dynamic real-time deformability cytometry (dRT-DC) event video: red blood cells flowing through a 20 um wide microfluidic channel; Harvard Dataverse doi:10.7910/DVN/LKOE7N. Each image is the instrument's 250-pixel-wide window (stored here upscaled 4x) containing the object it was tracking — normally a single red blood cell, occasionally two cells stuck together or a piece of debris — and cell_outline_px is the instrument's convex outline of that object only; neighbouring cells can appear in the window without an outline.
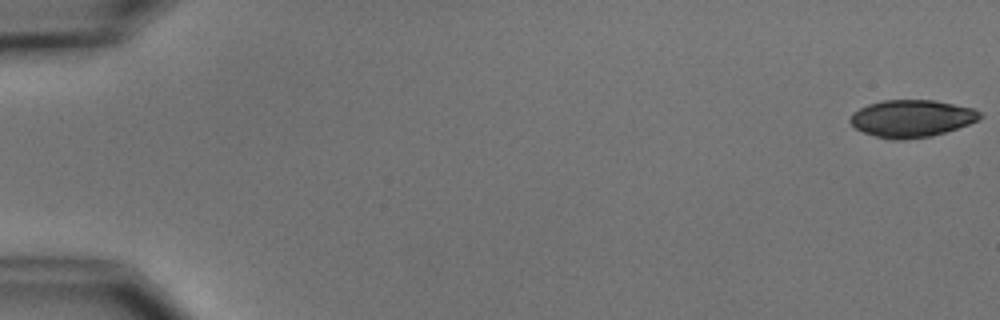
{"species": "common noctule bat (a hibernating species)", "species_latin": "Nyctalus noctula", "temperature_condition": "cold", "stored_images_in_passage": 5, "camera_frame_rate_fps": 3000, "um_per_image_px": 0.085, "animal": {"sex": "male", "body_mass_g": 15.6}, "frame": {"image": 1, "passage_image": 1, "time_ms": 0.0, "image_size_px": [1000, 320], "cell_outline_px": [[984, 116], [968, 124], [932, 136], [904, 140], [892, 140], [876, 136], [864, 132], [856, 128], [848, 120], [852, 112], [868, 104], [884, 100], [936, 100], [972, 108], [980, 112]], "centroid_in_image_um": [77.47, 10.07], "position_along_channel_um": 7.5, "area_um2": 28.09}}
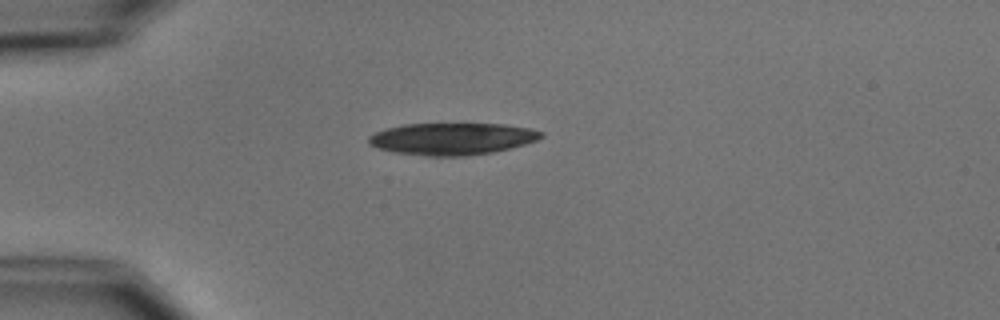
{"frame": {"image": 2, "passage_image": 5, "time_ms": 4.667, "image_size_px": [1000, 320], "cell_outline_px": [[544, 136], [536, 140], [512, 148], [492, 152], [464, 156], [424, 156], [396, 152], [376, 148], [368, 144], [368, 136], [376, 132], [388, 128], [404, 124], [504, 124], [528, 128], [544, 132]], "centroid_in_image_um": [38.42, 11.8], "position_along_channel_um": 46.6, "area_um2": 32.08}}